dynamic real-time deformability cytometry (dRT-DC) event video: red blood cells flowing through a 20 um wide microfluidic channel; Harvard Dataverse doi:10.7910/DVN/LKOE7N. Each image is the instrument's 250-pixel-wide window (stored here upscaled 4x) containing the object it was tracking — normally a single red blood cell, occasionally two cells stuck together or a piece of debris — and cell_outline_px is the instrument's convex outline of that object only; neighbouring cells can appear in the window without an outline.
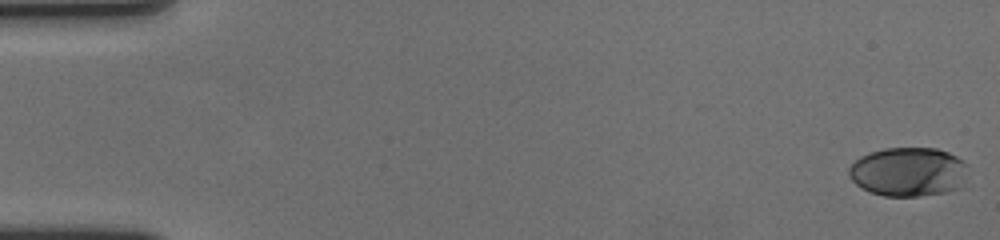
{"species": "human", "species_latin": "Homo sapiens", "temperature_condition": "cold", "stored_images_in_passage": 59, "camera_frame_rate_fps": 3000, "um_per_image_px": 0.085, "donor": {"sex": "female"}, "frame": {"image": 1, "passage_image": 1, "time_ms": 0.0, "image_size_px": [1000, 240], "cell_outline_px": [[968, 164], [964, 188], [944, 192], [916, 196], [884, 196], [868, 192], [856, 184], [848, 176], [848, 168], [860, 156], [868, 152], [884, 148], [936, 148], [948, 152], [964, 160]], "centroid_in_image_um": [77.23, 14.6], "position_along_channel_um": 7.8, "area_um2": 34.62}}
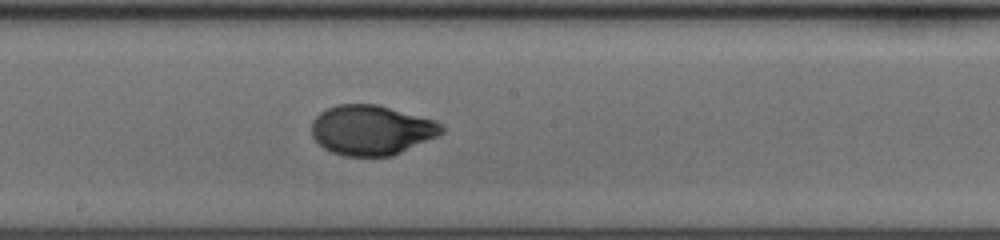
{"frame": {"image": 2, "passage_image": 33, "time_ms": 10.667, "image_size_px": [1000, 240], "cell_outline_px": [[444, 132], [440, 136], [392, 156], [344, 156], [332, 152], [324, 148], [312, 136], [312, 120], [320, 112], [336, 104], [376, 104], [436, 120], [444, 124]], "centroid_in_image_um": [31.62, 11.06], "position_along_channel_um": 216.6, "area_um2": 38.09}}
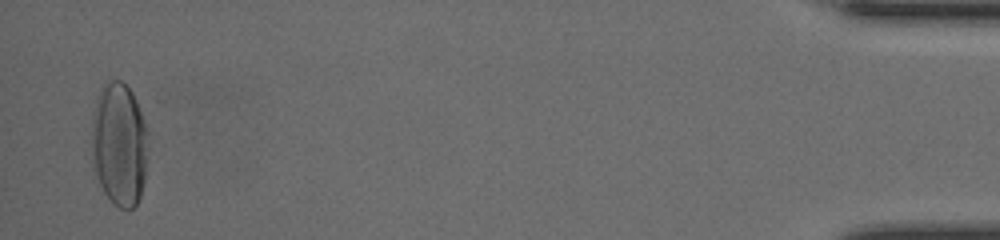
{"frame": {"image": 3, "passage_image": 58, "time_ms": 19.0, "image_size_px": [1000, 240], "cell_outline_px": [[144, 180], [140, 196], [136, 204], [132, 208], [120, 208], [104, 192], [92, 172], [92, 112], [96, 96], [104, 80], [108, 76], [120, 80], [132, 92], [136, 100], [144, 120]], "centroid_in_image_um": [10.05, 12.18], "position_along_channel_um": 425.2, "area_um2": 40.4}, "authors_computed_cell_mechanics": {"area_um2": 37.4544, "velocity_mm_per_s": 3.543, "shape_relaxation_time_tau1_ms": 5.2109, "shape_relaxation_time_tau2_ms": null, "deformation_change_tau1": 0.2162, "deformation_change_tau2": null}}